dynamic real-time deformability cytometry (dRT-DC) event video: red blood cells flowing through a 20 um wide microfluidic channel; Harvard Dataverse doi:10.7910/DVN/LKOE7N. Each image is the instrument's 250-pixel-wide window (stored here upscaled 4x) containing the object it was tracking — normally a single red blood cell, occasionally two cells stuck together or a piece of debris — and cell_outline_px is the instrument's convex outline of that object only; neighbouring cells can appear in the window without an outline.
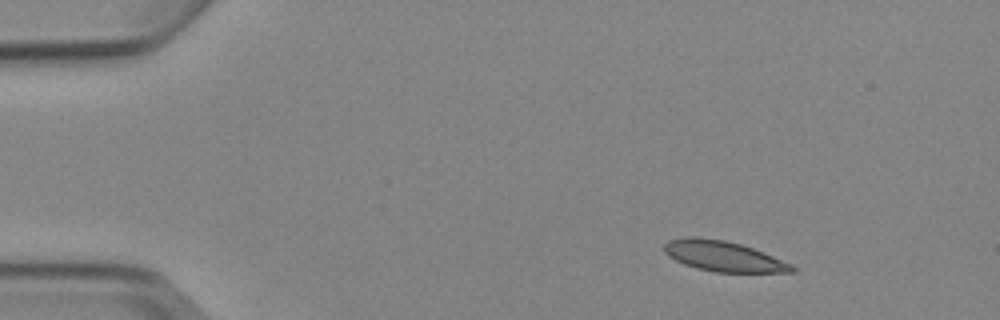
{"species": "Egyptian fruit bat (a non-hibernating species)", "species_latin": "Rousettus aegyptiacus", "temperature_condition": "cold", "stored_images_in_passage": 4, "camera_frame_rate_fps": 3000, "um_per_image_px": 0.085, "animal": {"sex": "female"}, "frame": {"image": 1, "passage_image": 1, "time_ms": 0.0, "image_size_px": [1000, 320], "cell_outline_px": [[796, 272], [716, 272], [696, 268], [684, 264], [668, 256], [664, 252], [664, 244], [668, 240], [688, 236], [696, 236], [724, 240], [740, 244], [764, 252], [792, 264], [796, 268]], "centroid_in_image_um": [61.47, 21.77], "position_along_channel_um": 23.5, "area_um2": 22.66}}
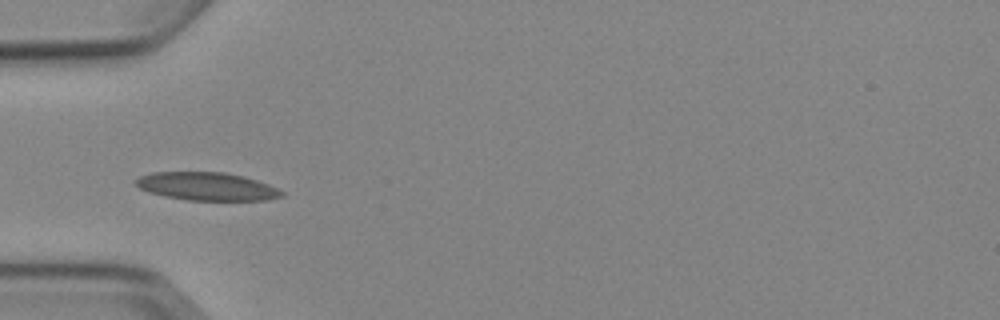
{"frame": {"image": 2, "passage_image": 4, "time_ms": 3.333, "image_size_px": [1000, 320], "cell_outline_px": [[284, 196], [268, 200], [188, 200], [164, 196], [148, 192], [140, 188], [136, 184], [136, 180], [140, 176], [152, 172], [224, 172], [244, 176], [268, 184], [284, 192]], "centroid_in_image_um": [17.6, 15.84], "position_along_channel_um": 67.4, "area_um2": 23.81}}